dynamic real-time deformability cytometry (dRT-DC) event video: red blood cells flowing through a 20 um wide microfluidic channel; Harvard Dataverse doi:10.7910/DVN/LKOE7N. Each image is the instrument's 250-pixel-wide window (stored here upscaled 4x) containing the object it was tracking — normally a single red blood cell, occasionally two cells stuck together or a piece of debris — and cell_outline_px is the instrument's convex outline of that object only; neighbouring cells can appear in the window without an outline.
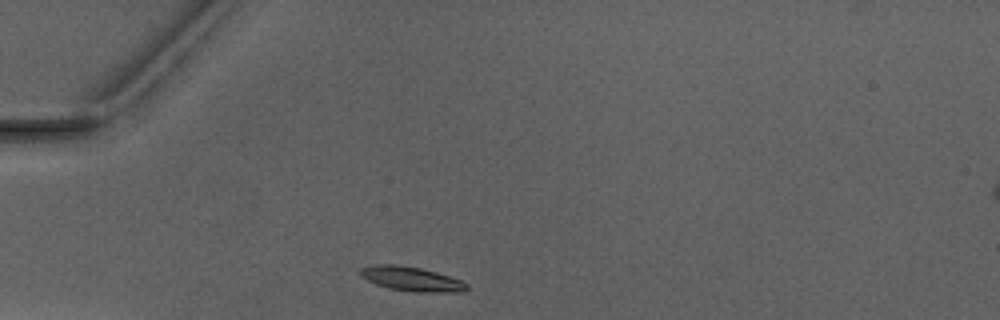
{"species": "Egyptian fruit bat (a non-hibernating species)", "species_latin": "Rousettus aegyptiacus", "temperature_condition": "warm", "stored_images_in_passage": 1, "camera_frame_rate_fps": 3000, "um_per_image_px": 0.085, "animal": {"sex": "male"}, "frame": {"image": 1, "passage_image": 1, "time_ms": 0.0, "image_size_px": [1000, 320], "cell_outline_px": [[468, 288], [464, 292], [416, 292], [388, 288], [376, 284], [360, 276], [360, 268], [376, 264], [396, 264], [420, 268], [436, 272], [460, 280], [468, 284]], "centroid_in_image_um": [34.97, 23.71], "position_along_channel_um": 50.0, "area_um2": 15.09}}